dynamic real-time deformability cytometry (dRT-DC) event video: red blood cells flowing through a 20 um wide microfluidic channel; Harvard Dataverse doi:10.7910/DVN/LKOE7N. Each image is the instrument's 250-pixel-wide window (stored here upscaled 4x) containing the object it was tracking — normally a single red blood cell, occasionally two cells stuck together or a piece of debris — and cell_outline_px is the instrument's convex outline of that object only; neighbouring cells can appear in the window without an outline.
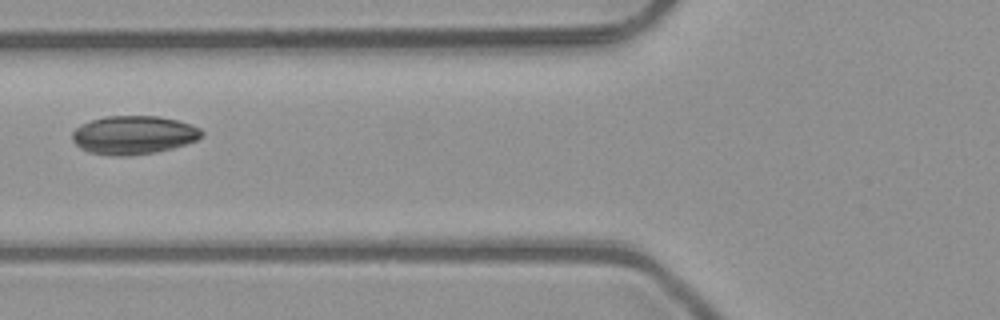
{"species": "common noctule bat (a hibernating species)", "species_latin": "Nyctalus noctula", "temperature_condition": "room temperature", "stored_images_in_passage": 3, "camera_frame_rate_fps": 3000, "um_per_image_px": 0.085, "animal": {"sex": "male", "body_mass_g": 23.1, "forearm_length_mm": 52.7}, "frame": {"image": 1, "passage_image": 3, "time_ms": 0.667, "image_size_px": [1000, 320], "cell_outline_px": [[204, 132], [196, 140], [172, 148], [156, 152], [128, 156], [112, 156], [88, 152], [80, 148], [72, 140], [72, 132], [80, 124], [104, 116], [156, 116], [176, 120], [200, 128]], "centroid_in_image_um": [11.3, 11.48], "position_along_channel_um": 114.5, "area_um2": 28.96}}